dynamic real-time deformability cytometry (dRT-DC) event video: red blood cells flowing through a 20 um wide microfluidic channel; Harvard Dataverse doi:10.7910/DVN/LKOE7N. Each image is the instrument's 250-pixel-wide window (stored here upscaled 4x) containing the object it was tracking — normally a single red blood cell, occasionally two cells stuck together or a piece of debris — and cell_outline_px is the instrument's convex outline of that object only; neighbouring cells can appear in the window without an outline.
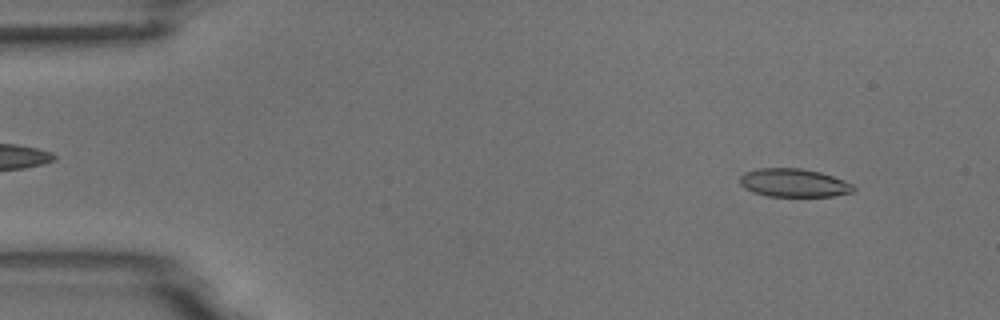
{"species": "common noctule bat (a hibernating species)", "species_latin": "Nyctalus noctula", "temperature_condition": "room temperature", "stored_images_in_passage": 53, "camera_frame_rate_fps": 3000, "um_per_image_px": 0.085, "animal": {"sex": "male", "body_mass_g": 18.8}, "frame": {"image": 1, "passage_image": 5, "time_ms": 1.333, "image_size_px": [1000, 320], "cell_outline_px": [[856, 188], [852, 192], [832, 196], [768, 196], [752, 192], [744, 188], [740, 184], [740, 176], [744, 172], [756, 168], [800, 168], [820, 172], [844, 180], [852, 184]], "centroid_in_image_um": [67.44, 15.54], "position_along_channel_um": 17.6, "area_um2": 18.79}}
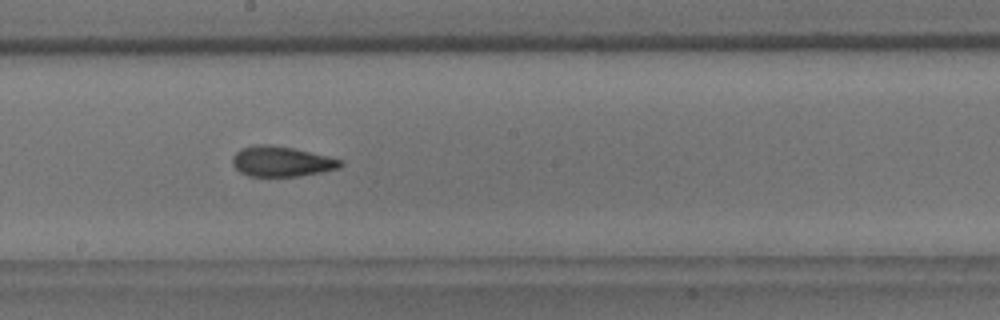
{"frame": {"image": 2, "passage_image": 29, "time_ms": 9.333, "image_size_px": [1000, 320], "cell_outline_px": [[344, 164], [336, 168], [320, 172], [300, 176], [248, 176], [240, 172], [232, 164], [232, 156], [240, 148], [256, 144], [268, 144], [292, 148], [344, 160]], "centroid_in_image_um": [23.88, 13.72], "position_along_channel_um": 224.3, "area_um2": 18.96}}
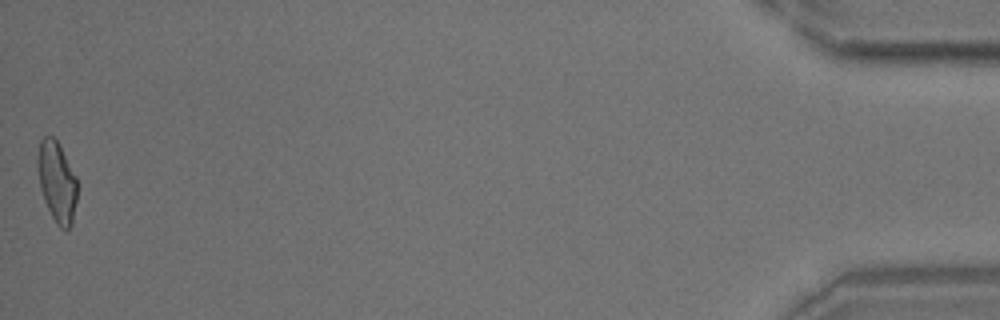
{"frame": {"image": 3, "passage_image": 53, "time_ms": 17.333, "image_size_px": [1000, 320], "cell_outline_px": [[76, 200], [72, 224], [68, 232], [60, 228], [56, 224], [44, 200], [40, 188], [36, 168], [36, 156], [40, 140], [44, 136], [52, 136], [56, 140], [76, 176]], "centroid_in_image_um": [4.8, 15.47], "position_along_channel_um": 430.4, "area_um2": 18.73}, "authors_computed_cell_mechanics": {"area_um2": 19.074, "velocity_mm_per_s": 3.7777, "shape_relaxation_time_tau1_ms": 6.3102, "shape_relaxation_time_tau2_ms": 1.2395, "deformation_change_tau1": 0.1754, "deformation_change_tau2": 0.0837}}